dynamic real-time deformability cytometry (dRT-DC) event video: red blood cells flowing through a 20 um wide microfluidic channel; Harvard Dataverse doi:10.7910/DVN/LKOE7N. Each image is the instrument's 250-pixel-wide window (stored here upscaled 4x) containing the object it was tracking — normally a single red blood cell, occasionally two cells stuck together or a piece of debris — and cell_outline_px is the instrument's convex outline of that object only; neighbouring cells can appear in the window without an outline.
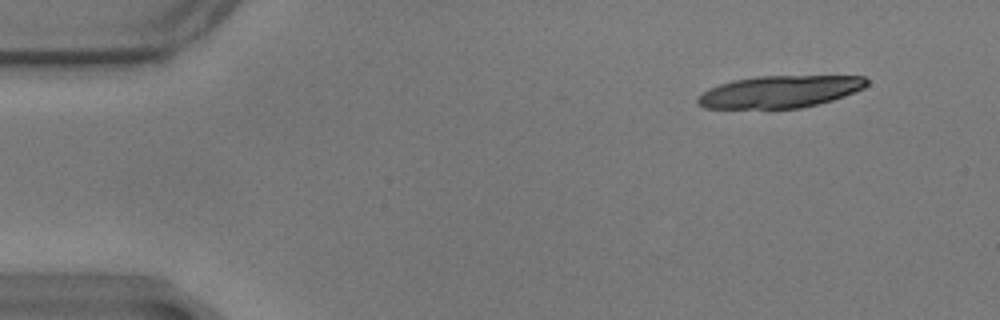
{"species": "common noctule bat (a hibernating species)", "species_latin": "Nyctalus noctula", "temperature_condition": "warm", "stored_images_in_passage": 18, "camera_frame_rate_fps": 3000, "um_per_image_px": 0.085, "animal": {"sex": "male", "body_mass_g": 17.9}, "frame": {"image": 1, "passage_image": 4, "time_ms": 1.0, "image_size_px": [1000, 320], "cell_outline_px": [[868, 84], [864, 88], [844, 96], [832, 100], [800, 108], [704, 108], [696, 104], [696, 100], [708, 88], [732, 80], [756, 76], [864, 76], [868, 80]], "centroid_in_image_um": [66.27, 7.79], "position_along_channel_um": 18.7, "area_um2": 31.56}}